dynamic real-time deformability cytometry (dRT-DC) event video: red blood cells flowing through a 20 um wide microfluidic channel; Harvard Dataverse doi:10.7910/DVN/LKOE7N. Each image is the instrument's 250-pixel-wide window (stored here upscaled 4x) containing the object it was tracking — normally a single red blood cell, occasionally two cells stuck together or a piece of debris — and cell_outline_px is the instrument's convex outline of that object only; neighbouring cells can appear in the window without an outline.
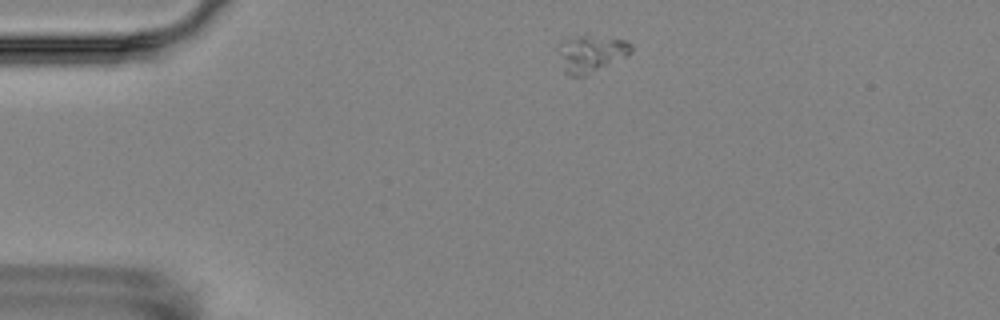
{"species": "Egyptian fruit bat (a non-hibernating species)", "species_latin": "Rousettus aegyptiacus", "temperature_condition": "room temperature", "stored_images_in_passage": 3, "camera_frame_rate_fps": 3000, "um_per_image_px": 0.085, "animal": {"sex": "female"}, "frame": {"image": 1, "passage_image": 1, "time_ms": 0.0, "image_size_px": [1000, 320], "cell_outline_px": [[632, 52], [628, 56], [588, 76], [568, 76], [564, 72], [560, 52], [560, 40], [576, 36], [588, 36], [624, 40], [632, 44]], "centroid_in_image_um": [50.27, 4.6], "position_along_channel_um": 34.7, "area_um2": 15.72}}